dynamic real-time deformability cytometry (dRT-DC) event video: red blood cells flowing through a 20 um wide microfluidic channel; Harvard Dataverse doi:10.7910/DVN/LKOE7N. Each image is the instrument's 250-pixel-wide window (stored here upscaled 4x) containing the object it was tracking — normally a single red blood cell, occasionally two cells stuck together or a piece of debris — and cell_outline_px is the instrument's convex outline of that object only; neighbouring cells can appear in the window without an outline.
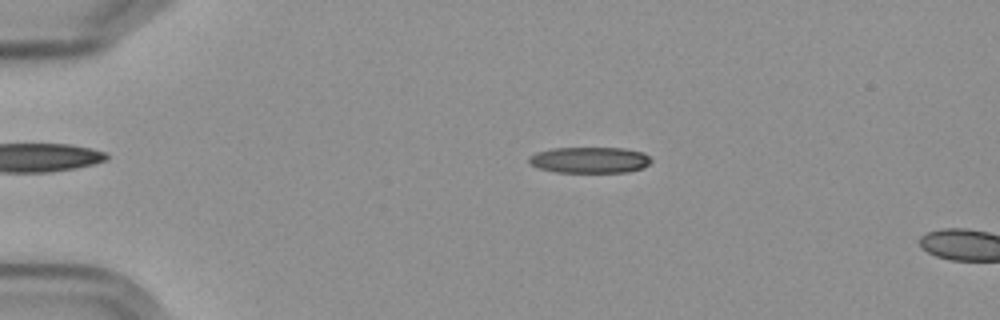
{"species": "Egyptian fruit bat (a non-hibernating species)", "species_latin": "Rousettus aegyptiacus", "temperature_condition": "cold", "stored_images_in_passage": 12, "camera_frame_rate_fps": 3000, "um_per_image_px": 0.085, "frame": {"image": 1, "passage_image": 9, "time_ms": 2.667, "image_size_px": [1000, 320], "cell_outline_px": [[652, 160], [644, 168], [628, 172], [556, 172], [540, 168], [532, 164], [528, 160], [528, 156], [536, 152], [552, 148], [624, 148], [644, 152]], "centroid_in_image_um": [50.15, 13.59], "position_along_channel_um": 34.9, "area_um2": 18.61}}